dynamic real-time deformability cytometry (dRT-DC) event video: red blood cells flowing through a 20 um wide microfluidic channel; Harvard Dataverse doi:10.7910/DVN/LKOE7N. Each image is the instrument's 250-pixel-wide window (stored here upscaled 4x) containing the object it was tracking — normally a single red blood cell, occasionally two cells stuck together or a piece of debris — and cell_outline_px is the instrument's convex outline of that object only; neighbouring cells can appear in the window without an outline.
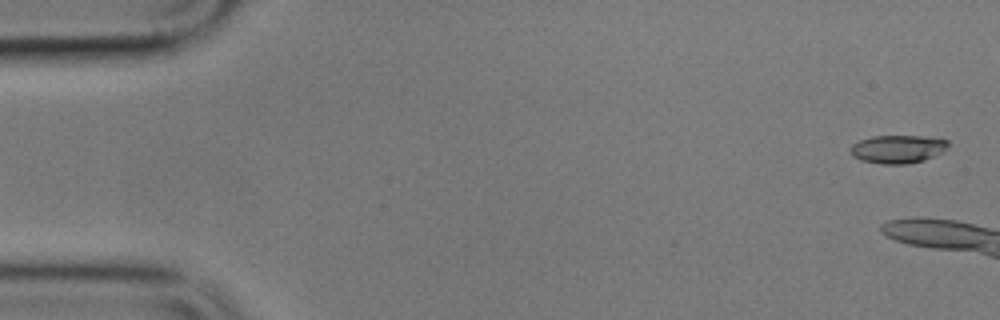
{"species": "common noctule bat (a hibernating species)", "species_latin": "Nyctalus noctula", "temperature_condition": "cold", "stored_images_in_passage": 5, "camera_frame_rate_fps": 3000, "um_per_image_px": 0.085, "animal": {"sex": "male", "body_mass_g": 17.9}, "frame": {"image": 1, "passage_image": 1, "time_ms": 0.0, "image_size_px": [1000, 320], "cell_outline_px": [[948, 144], [944, 152], [924, 160], [908, 164], [884, 164], [860, 160], [852, 156], [852, 144], [860, 140], [872, 136], [924, 136], [948, 140]], "centroid_in_image_um": [76.33, 12.67], "position_along_channel_um": 8.7, "area_um2": 16.01}}